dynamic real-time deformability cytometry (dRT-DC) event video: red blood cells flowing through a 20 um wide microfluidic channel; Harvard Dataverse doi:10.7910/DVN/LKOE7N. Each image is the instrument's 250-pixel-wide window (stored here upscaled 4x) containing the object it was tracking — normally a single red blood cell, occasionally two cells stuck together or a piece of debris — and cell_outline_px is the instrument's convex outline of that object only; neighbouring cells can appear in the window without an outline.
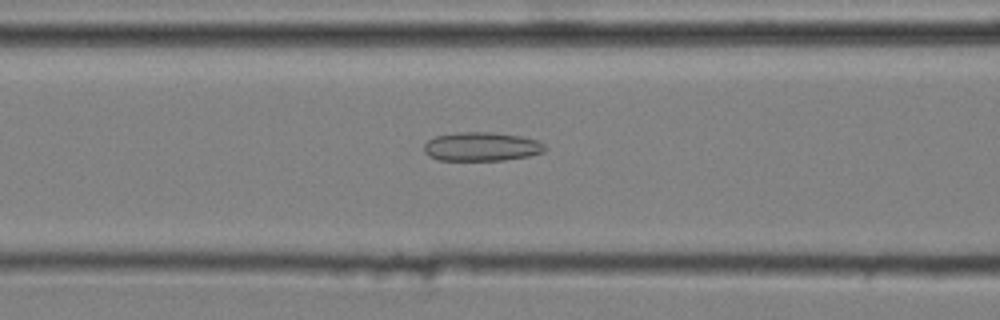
{"species": "common noctule bat (a hibernating species)", "species_latin": "Nyctalus noctula", "temperature_condition": "cold", "stored_images_in_passage": 40, "camera_frame_rate_fps": 3000, "um_per_image_px": 0.085, "animal": {"sex": "male", "body_mass_g": 20.4}, "frame": {"image": 1, "passage_image": 11, "time_ms": 3.333, "image_size_px": [1000, 320], "cell_outline_px": [[548, 148], [544, 152], [528, 156], [504, 160], [440, 160], [428, 156], [424, 152], [424, 144], [428, 140], [436, 136], [460, 132], [492, 132], [520, 136], [536, 140], [544, 144]], "centroid_in_image_um": [40.94, 12.46], "position_along_channel_um": 125.7, "area_um2": 20.35}}
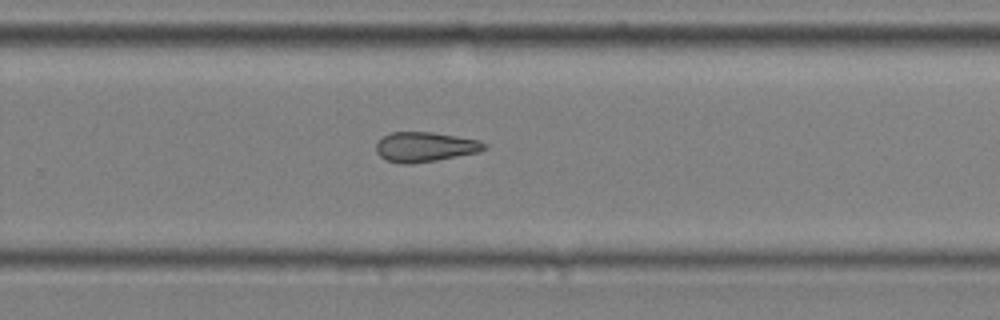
{"frame": {"image": 2, "passage_image": 25, "time_ms": 8.0, "image_size_px": [1000, 320], "cell_outline_px": [[488, 148], [480, 152], [436, 160], [408, 164], [400, 164], [388, 160], [380, 156], [376, 152], [376, 144], [384, 136], [392, 132], [432, 132], [480, 140], [488, 144]], "centroid_in_image_um": [36.17, 12.48], "position_along_channel_um": 293.6, "area_um2": 18.79}}
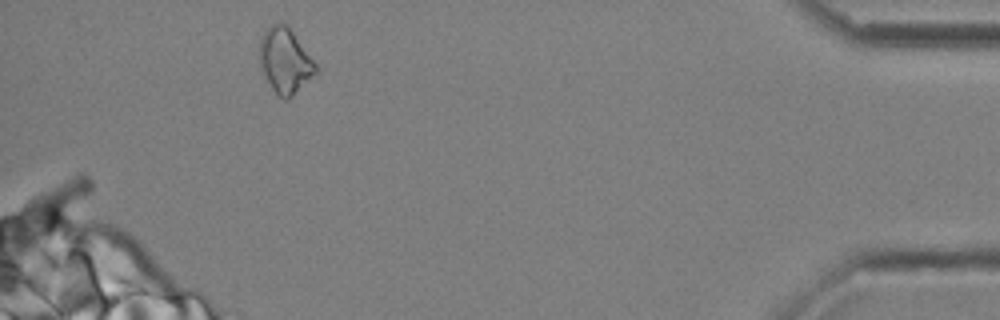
{"frame": {"image": 3, "passage_image": 39, "time_ms": 12.667, "image_size_px": [1000, 320], "cell_outline_px": [[320, 68], [288, 100], [284, 100], [276, 96], [260, 64], [260, 40], [264, 32], [272, 24], [284, 24], [292, 32]], "centroid_in_image_um": [24.24, 5.2], "position_along_channel_um": 411.0, "area_um2": 20.75}, "authors_computed_cell_mechanics": {"area_um2": 19.1029, "velocity_mm_per_s": 3.6091, "shape_relaxation_time_tau1_ms": null, "shape_relaxation_time_tau2_ms": 7.9009, "deformation_change_tau1": null, "deformation_change_tau2": 0.1877}}